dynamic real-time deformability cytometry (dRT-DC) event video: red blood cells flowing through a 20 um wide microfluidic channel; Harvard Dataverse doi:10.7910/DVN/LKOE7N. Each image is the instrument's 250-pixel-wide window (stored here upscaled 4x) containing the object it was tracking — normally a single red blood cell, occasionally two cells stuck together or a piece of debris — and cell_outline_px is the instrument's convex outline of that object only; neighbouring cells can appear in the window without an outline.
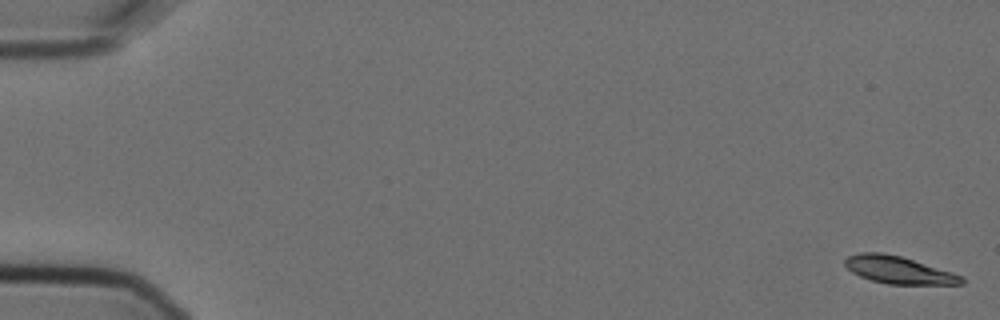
{"species": "Egyptian fruit bat (a non-hibernating species)", "species_latin": "Rousettus aegyptiacus", "temperature_condition": "cold", "stored_images_in_passage": 6, "camera_frame_rate_fps": 3000, "um_per_image_px": 0.085, "animal": {"sex": "female"}, "frame": {"image": 1, "passage_image": 1, "time_ms": 0.0, "image_size_px": [1000, 320], "cell_outline_px": [[964, 284], [888, 284], [872, 280], [860, 276], [852, 272], [844, 264], [844, 260], [848, 256], [860, 252], [880, 252], [900, 256], [952, 272], [964, 276]], "centroid_in_image_um": [76.38, 22.95], "position_along_channel_um": 8.6, "area_um2": 18.44}}
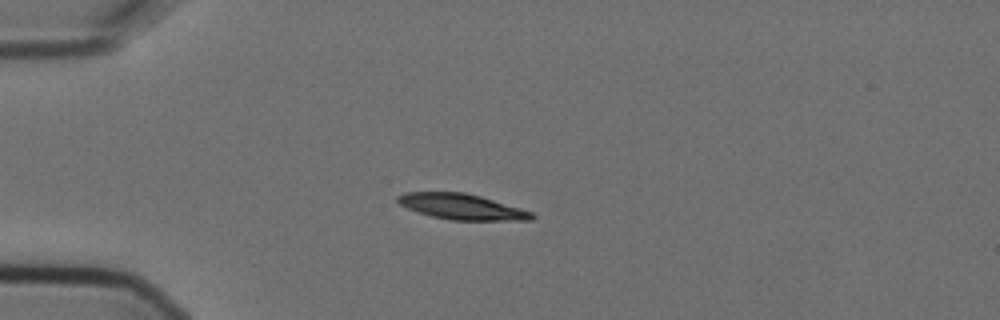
{"frame": {"image": 2, "passage_image": 5, "time_ms": 1.333, "image_size_px": [1000, 320], "cell_outline_px": [[536, 216], [532, 220], [448, 220], [432, 216], [408, 208], [400, 204], [396, 200], [396, 196], [404, 192], [464, 192], [480, 196], [520, 208], [532, 212]], "centroid_in_image_um": [39.24, 17.57], "position_along_channel_um": 45.8, "area_um2": 19.88}}